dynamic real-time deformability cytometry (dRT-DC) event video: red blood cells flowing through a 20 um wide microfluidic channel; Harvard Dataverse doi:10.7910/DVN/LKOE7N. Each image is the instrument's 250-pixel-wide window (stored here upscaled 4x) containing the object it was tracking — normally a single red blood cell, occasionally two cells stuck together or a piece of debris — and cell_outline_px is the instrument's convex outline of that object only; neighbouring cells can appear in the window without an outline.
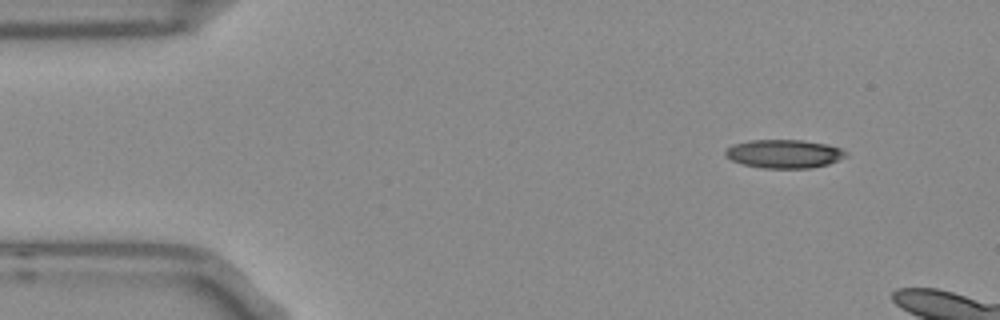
{"species": "Egyptian fruit bat (a non-hibernating species)", "species_latin": "Rousettus aegyptiacus", "temperature_condition": "room temperature", "stored_images_in_passage": 9, "camera_frame_rate_fps": 3000, "um_per_image_px": 0.085, "frame": {"image": 1, "passage_image": 1, "time_ms": 0.0, "image_size_px": [1000, 320], "cell_outline_px": [[848, 156], [828, 164], [812, 168], [764, 168], [744, 164], [732, 160], [724, 156], [724, 152], [732, 144], [748, 140], [804, 140], [828, 144], [840, 148], [848, 152]], "centroid_in_image_um": [66.67, 13.06], "position_along_channel_um": 18.3, "area_um2": 20.17}}